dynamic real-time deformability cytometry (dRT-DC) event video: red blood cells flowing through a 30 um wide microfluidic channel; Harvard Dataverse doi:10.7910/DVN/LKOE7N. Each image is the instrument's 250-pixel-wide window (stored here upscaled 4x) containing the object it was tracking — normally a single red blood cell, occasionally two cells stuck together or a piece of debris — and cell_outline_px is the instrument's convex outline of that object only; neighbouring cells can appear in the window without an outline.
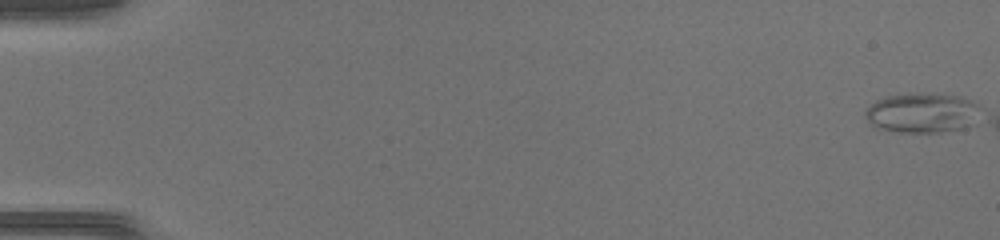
{"species": "common noctule bat (a hibernating species)", "species_latin": "Nyctalus noctula", "temperature_condition": "warm", "stored_images_in_passage": 45, "camera_frame_rate_fps": 3000, "um_per_image_px": 0.085, "animal": {"sex": "female", "body_mass_g": 17.0, "forearm_length_mm": 48.0}, "frame": {"image": 1, "passage_image": 1, "time_ms": 0.0, "image_size_px": [1000, 240], "cell_outline_px": [[976, 108], [968, 124], [964, 128], [940, 132], [900, 132], [876, 128], [864, 116], [864, 112], [876, 100], [888, 96], [916, 92], [920, 92], [964, 96], [976, 104]], "centroid_in_image_um": [78.28, 9.57], "position_along_channel_um": 6.7, "area_um2": 26.24}}